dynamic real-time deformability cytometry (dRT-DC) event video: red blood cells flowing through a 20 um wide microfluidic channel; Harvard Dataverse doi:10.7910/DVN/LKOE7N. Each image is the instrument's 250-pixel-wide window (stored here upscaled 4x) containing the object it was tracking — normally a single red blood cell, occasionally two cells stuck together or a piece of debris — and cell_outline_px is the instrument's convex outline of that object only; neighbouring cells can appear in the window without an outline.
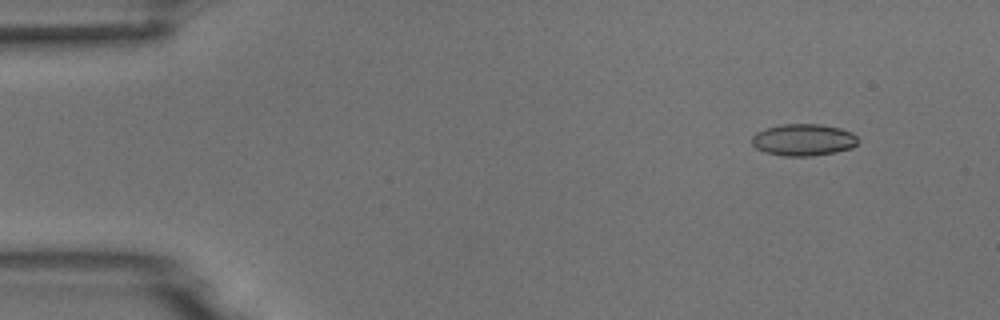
{"species": "common noctule bat (a hibernating species)", "species_latin": "Nyctalus noctula", "temperature_condition": "room temperature", "stored_images_in_passage": 6, "camera_frame_rate_fps": 3000, "um_per_image_px": 0.085, "animal": {"sex": "male", "body_mass_g": 18.8}, "frame": {"image": 1, "passage_image": 2, "time_ms": 1.0, "image_size_px": [1000, 320], "cell_outline_px": [[860, 140], [852, 148], [836, 152], [812, 156], [784, 156], [768, 152], [756, 148], [752, 144], [752, 136], [756, 132], [764, 128], [780, 124], [820, 124], [840, 128], [852, 132]], "centroid_in_image_um": [68.3, 11.88], "position_along_channel_um": 16.7, "area_um2": 19.83}}
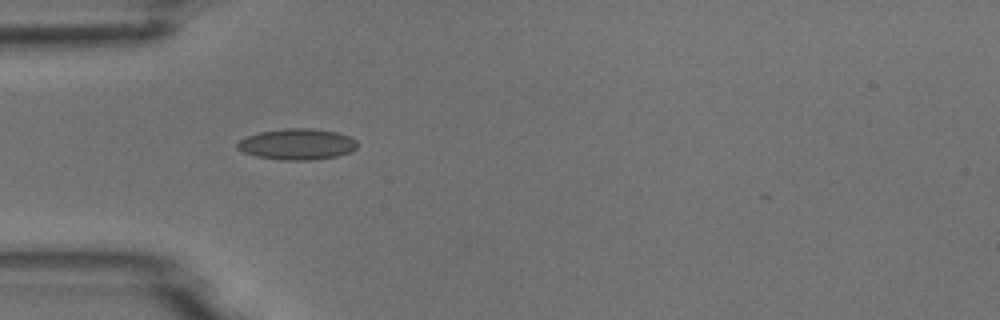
{"frame": {"image": 2, "passage_image": 5, "time_ms": 4.667, "image_size_px": [1000, 320], "cell_outline_px": [[356, 148], [352, 152], [336, 156], [308, 160], [280, 160], [256, 156], [244, 152], [236, 148], [236, 144], [240, 140], [248, 136], [260, 132], [284, 128], [312, 128], [336, 132], [348, 136], [356, 140]], "centroid_in_image_um": [25.25, 12.25], "position_along_channel_um": 59.8, "area_um2": 21.62}}